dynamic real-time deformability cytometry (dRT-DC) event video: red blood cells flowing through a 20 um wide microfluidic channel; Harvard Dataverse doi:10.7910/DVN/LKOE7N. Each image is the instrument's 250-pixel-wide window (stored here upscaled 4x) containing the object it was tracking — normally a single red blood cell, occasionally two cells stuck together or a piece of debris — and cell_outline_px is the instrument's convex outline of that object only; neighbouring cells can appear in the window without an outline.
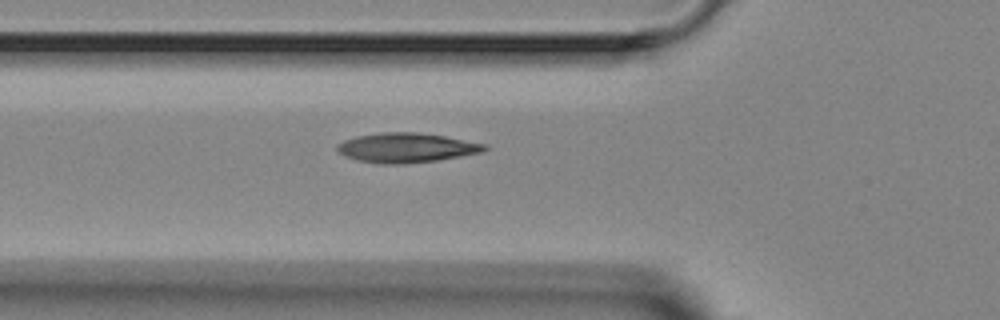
{"species": "Egyptian fruit bat (a non-hibernating species)", "species_latin": "Rousettus aegyptiacus", "temperature_condition": "room temperature", "stored_images_in_passage": 4, "camera_frame_rate_fps": 3000, "um_per_image_px": 0.085, "animal": {"sex": "female"}, "frame": {"image": 1, "passage_image": 4, "time_ms": 3.667, "image_size_px": [1000, 320], "cell_outline_px": [[488, 148], [484, 152], [436, 160], [404, 164], [380, 164], [360, 160], [348, 156], [340, 152], [336, 148], [336, 144], [344, 140], [356, 136], [384, 132], [420, 132], [444, 136], [488, 144]], "centroid_in_image_um": [34.59, 12.55], "position_along_channel_um": 91.2, "area_um2": 25.32}}